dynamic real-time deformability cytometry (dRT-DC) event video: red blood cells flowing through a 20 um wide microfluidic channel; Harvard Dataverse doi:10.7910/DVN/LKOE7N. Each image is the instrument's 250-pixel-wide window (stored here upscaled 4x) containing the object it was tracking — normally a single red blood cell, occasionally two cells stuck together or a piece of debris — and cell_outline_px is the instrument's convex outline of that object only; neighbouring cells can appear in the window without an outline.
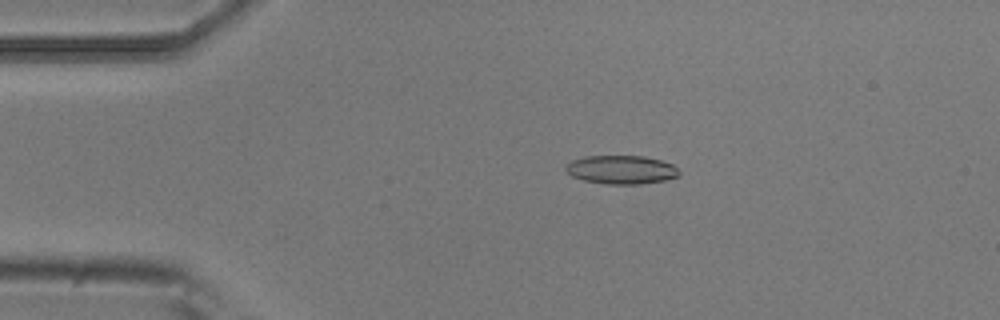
{"species": "common noctule bat (a hibernating species)", "species_latin": "Nyctalus noctula", "temperature_condition": "room temperature", "stored_images_in_passage": 19, "camera_frame_rate_fps": 3000, "um_per_image_px": 0.085, "animal": {"sex": "male", "body_mass_g": 20.5, "forearm_length_mm": 52.5}, "frame": {"image": 1, "passage_image": 11, "time_ms": 3.333, "image_size_px": [1000, 320], "cell_outline_px": [[680, 176], [664, 180], [640, 184], [608, 184], [584, 180], [572, 176], [564, 168], [572, 160], [584, 156], [644, 156], [660, 160], [672, 164], [680, 172]], "centroid_in_image_um": [52.82, 14.42], "position_along_channel_um": 32.2, "area_um2": 18.79}}
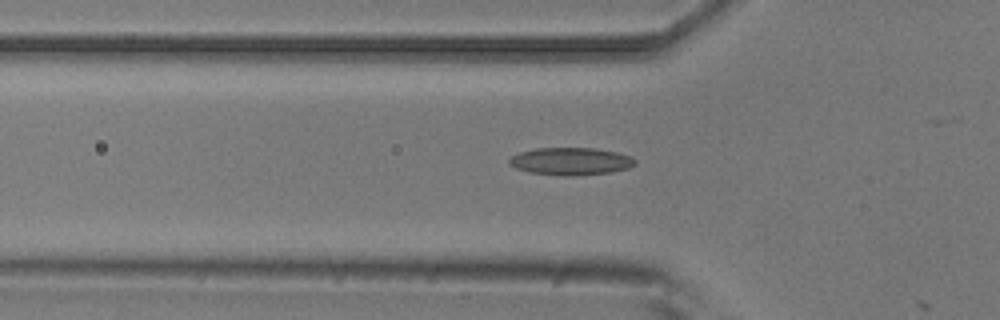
{"frame": {"image": 2, "passage_image": 18, "time_ms": 5.667, "image_size_px": [1000, 320], "cell_outline_px": [[636, 164], [628, 168], [612, 172], [568, 176], [564, 176], [528, 172], [516, 168], [508, 164], [508, 160], [512, 156], [520, 152], [536, 148], [596, 148], [616, 152], [628, 156], [636, 160]], "centroid_in_image_um": [48.49, 13.71], "position_along_channel_um": 77.3, "area_um2": 20.11}}